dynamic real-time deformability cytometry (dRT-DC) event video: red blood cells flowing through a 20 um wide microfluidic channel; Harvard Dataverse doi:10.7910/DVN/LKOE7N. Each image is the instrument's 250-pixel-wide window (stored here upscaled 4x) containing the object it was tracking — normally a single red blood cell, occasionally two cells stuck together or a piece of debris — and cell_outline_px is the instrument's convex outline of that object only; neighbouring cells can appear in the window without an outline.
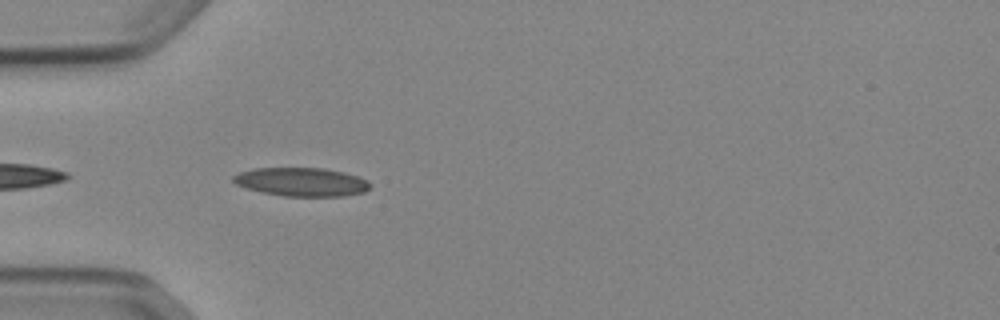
{"species": "Egyptian fruit bat (a non-hibernating species)", "species_latin": "Rousettus aegyptiacus", "temperature_condition": "cold", "stored_images_in_passage": 8, "camera_frame_rate_fps": 3000, "um_per_image_px": 0.085, "animal": {"sex": "female"}, "frame": {"image": 1, "passage_image": 2, "time_ms": 0.333, "image_size_px": [1000, 320], "cell_outline_px": [[372, 184], [364, 192], [344, 196], [284, 196], [264, 192], [248, 188], [236, 184], [232, 180], [232, 176], [240, 172], [252, 168], [324, 168], [344, 172], [368, 180]], "centroid_in_image_um": [25.64, 15.45], "position_along_channel_um": 59.4, "area_um2": 22.72}}